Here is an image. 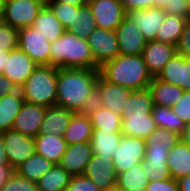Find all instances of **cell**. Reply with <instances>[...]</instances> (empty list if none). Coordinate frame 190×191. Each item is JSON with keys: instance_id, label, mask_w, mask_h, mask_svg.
<instances>
[{"instance_id": "1", "label": "cell", "mask_w": 190, "mask_h": 191, "mask_svg": "<svg viewBox=\"0 0 190 191\" xmlns=\"http://www.w3.org/2000/svg\"><path fill=\"white\" fill-rule=\"evenodd\" d=\"M99 69L58 68L56 105L74 113L86 112L95 102Z\"/></svg>"}, {"instance_id": "2", "label": "cell", "mask_w": 190, "mask_h": 191, "mask_svg": "<svg viewBox=\"0 0 190 191\" xmlns=\"http://www.w3.org/2000/svg\"><path fill=\"white\" fill-rule=\"evenodd\" d=\"M100 76L109 83L130 90L148 88L153 76L141 55H120L99 67Z\"/></svg>"}, {"instance_id": "3", "label": "cell", "mask_w": 190, "mask_h": 191, "mask_svg": "<svg viewBox=\"0 0 190 191\" xmlns=\"http://www.w3.org/2000/svg\"><path fill=\"white\" fill-rule=\"evenodd\" d=\"M181 139L180 134L159 127L145 138L146 153L141 164L149 181L172 178L167 165L168 154Z\"/></svg>"}, {"instance_id": "4", "label": "cell", "mask_w": 190, "mask_h": 191, "mask_svg": "<svg viewBox=\"0 0 190 191\" xmlns=\"http://www.w3.org/2000/svg\"><path fill=\"white\" fill-rule=\"evenodd\" d=\"M49 65L58 68L99 69L87 39L68 31L51 43Z\"/></svg>"}, {"instance_id": "5", "label": "cell", "mask_w": 190, "mask_h": 191, "mask_svg": "<svg viewBox=\"0 0 190 191\" xmlns=\"http://www.w3.org/2000/svg\"><path fill=\"white\" fill-rule=\"evenodd\" d=\"M58 67L39 65L19 88L25 102L56 106Z\"/></svg>"}, {"instance_id": "6", "label": "cell", "mask_w": 190, "mask_h": 191, "mask_svg": "<svg viewBox=\"0 0 190 191\" xmlns=\"http://www.w3.org/2000/svg\"><path fill=\"white\" fill-rule=\"evenodd\" d=\"M45 0H12L3 4L2 21L16 29L31 27Z\"/></svg>"}, {"instance_id": "7", "label": "cell", "mask_w": 190, "mask_h": 191, "mask_svg": "<svg viewBox=\"0 0 190 191\" xmlns=\"http://www.w3.org/2000/svg\"><path fill=\"white\" fill-rule=\"evenodd\" d=\"M114 152L113 165L118 175L141 163L146 153L145 139L122 135L121 141Z\"/></svg>"}, {"instance_id": "8", "label": "cell", "mask_w": 190, "mask_h": 191, "mask_svg": "<svg viewBox=\"0 0 190 191\" xmlns=\"http://www.w3.org/2000/svg\"><path fill=\"white\" fill-rule=\"evenodd\" d=\"M87 5L98 28L115 31L126 17L120 0H89Z\"/></svg>"}, {"instance_id": "9", "label": "cell", "mask_w": 190, "mask_h": 191, "mask_svg": "<svg viewBox=\"0 0 190 191\" xmlns=\"http://www.w3.org/2000/svg\"><path fill=\"white\" fill-rule=\"evenodd\" d=\"M11 167L15 170L35 153L34 138L14 130L0 133Z\"/></svg>"}, {"instance_id": "10", "label": "cell", "mask_w": 190, "mask_h": 191, "mask_svg": "<svg viewBox=\"0 0 190 191\" xmlns=\"http://www.w3.org/2000/svg\"><path fill=\"white\" fill-rule=\"evenodd\" d=\"M132 92L133 90L107 82L99 75L96 83L95 103L122 117L124 105Z\"/></svg>"}, {"instance_id": "11", "label": "cell", "mask_w": 190, "mask_h": 191, "mask_svg": "<svg viewBox=\"0 0 190 191\" xmlns=\"http://www.w3.org/2000/svg\"><path fill=\"white\" fill-rule=\"evenodd\" d=\"M51 43L32 26L19 29L18 48L39 65H49Z\"/></svg>"}, {"instance_id": "12", "label": "cell", "mask_w": 190, "mask_h": 191, "mask_svg": "<svg viewBox=\"0 0 190 191\" xmlns=\"http://www.w3.org/2000/svg\"><path fill=\"white\" fill-rule=\"evenodd\" d=\"M95 63L100 67L104 62L119 54L116 31L96 28L87 38Z\"/></svg>"}, {"instance_id": "13", "label": "cell", "mask_w": 190, "mask_h": 191, "mask_svg": "<svg viewBox=\"0 0 190 191\" xmlns=\"http://www.w3.org/2000/svg\"><path fill=\"white\" fill-rule=\"evenodd\" d=\"M115 31L120 55H141L143 53L148 41L135 23L125 17Z\"/></svg>"}, {"instance_id": "14", "label": "cell", "mask_w": 190, "mask_h": 191, "mask_svg": "<svg viewBox=\"0 0 190 191\" xmlns=\"http://www.w3.org/2000/svg\"><path fill=\"white\" fill-rule=\"evenodd\" d=\"M83 175L94 182L99 189L113 188L117 185L118 175L110 157L93 154Z\"/></svg>"}, {"instance_id": "15", "label": "cell", "mask_w": 190, "mask_h": 191, "mask_svg": "<svg viewBox=\"0 0 190 191\" xmlns=\"http://www.w3.org/2000/svg\"><path fill=\"white\" fill-rule=\"evenodd\" d=\"M166 13L162 8L131 9L126 11V18L135 23L147 41L155 40L158 30L164 22Z\"/></svg>"}, {"instance_id": "16", "label": "cell", "mask_w": 190, "mask_h": 191, "mask_svg": "<svg viewBox=\"0 0 190 191\" xmlns=\"http://www.w3.org/2000/svg\"><path fill=\"white\" fill-rule=\"evenodd\" d=\"M38 65L21 49L10 51L3 75L20 88Z\"/></svg>"}, {"instance_id": "17", "label": "cell", "mask_w": 190, "mask_h": 191, "mask_svg": "<svg viewBox=\"0 0 190 191\" xmlns=\"http://www.w3.org/2000/svg\"><path fill=\"white\" fill-rule=\"evenodd\" d=\"M46 107L24 102L14 119L12 130L35 138L43 122Z\"/></svg>"}, {"instance_id": "18", "label": "cell", "mask_w": 190, "mask_h": 191, "mask_svg": "<svg viewBox=\"0 0 190 191\" xmlns=\"http://www.w3.org/2000/svg\"><path fill=\"white\" fill-rule=\"evenodd\" d=\"M93 156L91 143H75L67 146L59 165L71 176L83 175Z\"/></svg>"}, {"instance_id": "19", "label": "cell", "mask_w": 190, "mask_h": 191, "mask_svg": "<svg viewBox=\"0 0 190 191\" xmlns=\"http://www.w3.org/2000/svg\"><path fill=\"white\" fill-rule=\"evenodd\" d=\"M175 53H177L175 45L151 40L147 42L142 56L148 71L156 77Z\"/></svg>"}, {"instance_id": "20", "label": "cell", "mask_w": 190, "mask_h": 191, "mask_svg": "<svg viewBox=\"0 0 190 191\" xmlns=\"http://www.w3.org/2000/svg\"><path fill=\"white\" fill-rule=\"evenodd\" d=\"M35 153L45 157L54 164H59L67 149V142L61 135L38 134L34 138Z\"/></svg>"}, {"instance_id": "21", "label": "cell", "mask_w": 190, "mask_h": 191, "mask_svg": "<svg viewBox=\"0 0 190 191\" xmlns=\"http://www.w3.org/2000/svg\"><path fill=\"white\" fill-rule=\"evenodd\" d=\"M73 114V111L57 105L46 107L44 119L38 134H54L63 136Z\"/></svg>"}, {"instance_id": "22", "label": "cell", "mask_w": 190, "mask_h": 191, "mask_svg": "<svg viewBox=\"0 0 190 191\" xmlns=\"http://www.w3.org/2000/svg\"><path fill=\"white\" fill-rule=\"evenodd\" d=\"M93 126L86 112L74 113L69 125L63 134L68 145L89 142L92 137Z\"/></svg>"}, {"instance_id": "23", "label": "cell", "mask_w": 190, "mask_h": 191, "mask_svg": "<svg viewBox=\"0 0 190 191\" xmlns=\"http://www.w3.org/2000/svg\"><path fill=\"white\" fill-rule=\"evenodd\" d=\"M93 129L121 132L122 117L95 102L86 111Z\"/></svg>"}, {"instance_id": "24", "label": "cell", "mask_w": 190, "mask_h": 191, "mask_svg": "<svg viewBox=\"0 0 190 191\" xmlns=\"http://www.w3.org/2000/svg\"><path fill=\"white\" fill-rule=\"evenodd\" d=\"M24 102L20 89L0 98V133L12 130L14 119Z\"/></svg>"}, {"instance_id": "25", "label": "cell", "mask_w": 190, "mask_h": 191, "mask_svg": "<svg viewBox=\"0 0 190 191\" xmlns=\"http://www.w3.org/2000/svg\"><path fill=\"white\" fill-rule=\"evenodd\" d=\"M167 165L175 180L190 175V146L182 139L170 150Z\"/></svg>"}, {"instance_id": "26", "label": "cell", "mask_w": 190, "mask_h": 191, "mask_svg": "<svg viewBox=\"0 0 190 191\" xmlns=\"http://www.w3.org/2000/svg\"><path fill=\"white\" fill-rule=\"evenodd\" d=\"M32 27L37 30L50 43L59 39L65 32V28L53 15L51 9L45 4L35 19Z\"/></svg>"}, {"instance_id": "27", "label": "cell", "mask_w": 190, "mask_h": 191, "mask_svg": "<svg viewBox=\"0 0 190 191\" xmlns=\"http://www.w3.org/2000/svg\"><path fill=\"white\" fill-rule=\"evenodd\" d=\"M152 113L147 115H122V135L145 139L155 128Z\"/></svg>"}, {"instance_id": "28", "label": "cell", "mask_w": 190, "mask_h": 191, "mask_svg": "<svg viewBox=\"0 0 190 191\" xmlns=\"http://www.w3.org/2000/svg\"><path fill=\"white\" fill-rule=\"evenodd\" d=\"M154 105L172 107L182 96L184 90L180 86L165 83L153 77L149 85Z\"/></svg>"}, {"instance_id": "29", "label": "cell", "mask_w": 190, "mask_h": 191, "mask_svg": "<svg viewBox=\"0 0 190 191\" xmlns=\"http://www.w3.org/2000/svg\"><path fill=\"white\" fill-rule=\"evenodd\" d=\"M121 137V132L93 129L90 140L93 154L102 155L113 159L115 153L114 151H116L121 141Z\"/></svg>"}, {"instance_id": "30", "label": "cell", "mask_w": 190, "mask_h": 191, "mask_svg": "<svg viewBox=\"0 0 190 191\" xmlns=\"http://www.w3.org/2000/svg\"><path fill=\"white\" fill-rule=\"evenodd\" d=\"M148 183L149 180L140 163L118 174L116 186L119 191H145Z\"/></svg>"}, {"instance_id": "31", "label": "cell", "mask_w": 190, "mask_h": 191, "mask_svg": "<svg viewBox=\"0 0 190 191\" xmlns=\"http://www.w3.org/2000/svg\"><path fill=\"white\" fill-rule=\"evenodd\" d=\"M187 22V18L166 14L155 40L176 46Z\"/></svg>"}, {"instance_id": "32", "label": "cell", "mask_w": 190, "mask_h": 191, "mask_svg": "<svg viewBox=\"0 0 190 191\" xmlns=\"http://www.w3.org/2000/svg\"><path fill=\"white\" fill-rule=\"evenodd\" d=\"M153 108L154 102L149 88L134 90L124 105L122 115H147L152 112Z\"/></svg>"}, {"instance_id": "33", "label": "cell", "mask_w": 190, "mask_h": 191, "mask_svg": "<svg viewBox=\"0 0 190 191\" xmlns=\"http://www.w3.org/2000/svg\"><path fill=\"white\" fill-rule=\"evenodd\" d=\"M55 164L45 157L34 153L23 164L15 169V172L23 178L37 182Z\"/></svg>"}, {"instance_id": "34", "label": "cell", "mask_w": 190, "mask_h": 191, "mask_svg": "<svg viewBox=\"0 0 190 191\" xmlns=\"http://www.w3.org/2000/svg\"><path fill=\"white\" fill-rule=\"evenodd\" d=\"M71 175L59 164H55L37 181L38 191H66Z\"/></svg>"}, {"instance_id": "35", "label": "cell", "mask_w": 190, "mask_h": 191, "mask_svg": "<svg viewBox=\"0 0 190 191\" xmlns=\"http://www.w3.org/2000/svg\"><path fill=\"white\" fill-rule=\"evenodd\" d=\"M151 113L157 127L170 130L182 136L186 123L174 113L172 108L154 105Z\"/></svg>"}, {"instance_id": "36", "label": "cell", "mask_w": 190, "mask_h": 191, "mask_svg": "<svg viewBox=\"0 0 190 191\" xmlns=\"http://www.w3.org/2000/svg\"><path fill=\"white\" fill-rule=\"evenodd\" d=\"M96 28L94 16L88 5H85L80 7L78 12H75L73 23H70L65 31L75 34L80 38L87 39Z\"/></svg>"}, {"instance_id": "37", "label": "cell", "mask_w": 190, "mask_h": 191, "mask_svg": "<svg viewBox=\"0 0 190 191\" xmlns=\"http://www.w3.org/2000/svg\"><path fill=\"white\" fill-rule=\"evenodd\" d=\"M182 55L175 53L156 76L157 79L181 87Z\"/></svg>"}, {"instance_id": "38", "label": "cell", "mask_w": 190, "mask_h": 191, "mask_svg": "<svg viewBox=\"0 0 190 191\" xmlns=\"http://www.w3.org/2000/svg\"><path fill=\"white\" fill-rule=\"evenodd\" d=\"M46 5L51 9L53 15L60 21L66 29L70 23H73L75 12H78L79 6L67 4L59 1H46Z\"/></svg>"}, {"instance_id": "39", "label": "cell", "mask_w": 190, "mask_h": 191, "mask_svg": "<svg viewBox=\"0 0 190 191\" xmlns=\"http://www.w3.org/2000/svg\"><path fill=\"white\" fill-rule=\"evenodd\" d=\"M19 30L0 20V51L10 52L18 48Z\"/></svg>"}, {"instance_id": "40", "label": "cell", "mask_w": 190, "mask_h": 191, "mask_svg": "<svg viewBox=\"0 0 190 191\" xmlns=\"http://www.w3.org/2000/svg\"><path fill=\"white\" fill-rule=\"evenodd\" d=\"M0 191H38V188L36 182L23 178L14 172Z\"/></svg>"}, {"instance_id": "41", "label": "cell", "mask_w": 190, "mask_h": 191, "mask_svg": "<svg viewBox=\"0 0 190 191\" xmlns=\"http://www.w3.org/2000/svg\"><path fill=\"white\" fill-rule=\"evenodd\" d=\"M162 10L168 15H176L190 20V6L188 0H169Z\"/></svg>"}, {"instance_id": "42", "label": "cell", "mask_w": 190, "mask_h": 191, "mask_svg": "<svg viewBox=\"0 0 190 191\" xmlns=\"http://www.w3.org/2000/svg\"><path fill=\"white\" fill-rule=\"evenodd\" d=\"M66 191H100L98 186L84 175L71 176Z\"/></svg>"}, {"instance_id": "43", "label": "cell", "mask_w": 190, "mask_h": 191, "mask_svg": "<svg viewBox=\"0 0 190 191\" xmlns=\"http://www.w3.org/2000/svg\"><path fill=\"white\" fill-rule=\"evenodd\" d=\"M186 124L190 123V91H184L180 99L171 107Z\"/></svg>"}, {"instance_id": "44", "label": "cell", "mask_w": 190, "mask_h": 191, "mask_svg": "<svg viewBox=\"0 0 190 191\" xmlns=\"http://www.w3.org/2000/svg\"><path fill=\"white\" fill-rule=\"evenodd\" d=\"M145 191H179L177 180L170 178L163 181H149Z\"/></svg>"}, {"instance_id": "45", "label": "cell", "mask_w": 190, "mask_h": 191, "mask_svg": "<svg viewBox=\"0 0 190 191\" xmlns=\"http://www.w3.org/2000/svg\"><path fill=\"white\" fill-rule=\"evenodd\" d=\"M177 53L190 58V20L185 25L184 31L176 45Z\"/></svg>"}, {"instance_id": "46", "label": "cell", "mask_w": 190, "mask_h": 191, "mask_svg": "<svg viewBox=\"0 0 190 191\" xmlns=\"http://www.w3.org/2000/svg\"><path fill=\"white\" fill-rule=\"evenodd\" d=\"M181 88L190 91V58L182 56Z\"/></svg>"}, {"instance_id": "47", "label": "cell", "mask_w": 190, "mask_h": 191, "mask_svg": "<svg viewBox=\"0 0 190 191\" xmlns=\"http://www.w3.org/2000/svg\"><path fill=\"white\" fill-rule=\"evenodd\" d=\"M123 4L124 10L129 11L131 9H147L153 7V0H120Z\"/></svg>"}, {"instance_id": "48", "label": "cell", "mask_w": 190, "mask_h": 191, "mask_svg": "<svg viewBox=\"0 0 190 191\" xmlns=\"http://www.w3.org/2000/svg\"><path fill=\"white\" fill-rule=\"evenodd\" d=\"M18 90H19V88L16 84L11 82L3 74H0V98L4 95L16 92Z\"/></svg>"}, {"instance_id": "49", "label": "cell", "mask_w": 190, "mask_h": 191, "mask_svg": "<svg viewBox=\"0 0 190 191\" xmlns=\"http://www.w3.org/2000/svg\"><path fill=\"white\" fill-rule=\"evenodd\" d=\"M15 170L11 165H0V189L14 174Z\"/></svg>"}, {"instance_id": "50", "label": "cell", "mask_w": 190, "mask_h": 191, "mask_svg": "<svg viewBox=\"0 0 190 191\" xmlns=\"http://www.w3.org/2000/svg\"><path fill=\"white\" fill-rule=\"evenodd\" d=\"M179 191H190V175L177 179Z\"/></svg>"}, {"instance_id": "51", "label": "cell", "mask_w": 190, "mask_h": 191, "mask_svg": "<svg viewBox=\"0 0 190 191\" xmlns=\"http://www.w3.org/2000/svg\"><path fill=\"white\" fill-rule=\"evenodd\" d=\"M0 165H10L6 154V150L4 148V143L1 134H0Z\"/></svg>"}, {"instance_id": "52", "label": "cell", "mask_w": 190, "mask_h": 191, "mask_svg": "<svg viewBox=\"0 0 190 191\" xmlns=\"http://www.w3.org/2000/svg\"><path fill=\"white\" fill-rule=\"evenodd\" d=\"M47 1H59V2H64L67 4H72L75 6L82 7V6L87 5L89 0H47Z\"/></svg>"}, {"instance_id": "53", "label": "cell", "mask_w": 190, "mask_h": 191, "mask_svg": "<svg viewBox=\"0 0 190 191\" xmlns=\"http://www.w3.org/2000/svg\"><path fill=\"white\" fill-rule=\"evenodd\" d=\"M9 54L10 52L0 51V74H2L6 68L7 56Z\"/></svg>"}, {"instance_id": "54", "label": "cell", "mask_w": 190, "mask_h": 191, "mask_svg": "<svg viewBox=\"0 0 190 191\" xmlns=\"http://www.w3.org/2000/svg\"><path fill=\"white\" fill-rule=\"evenodd\" d=\"M182 140L190 146V123L186 124L185 130L181 136Z\"/></svg>"}, {"instance_id": "55", "label": "cell", "mask_w": 190, "mask_h": 191, "mask_svg": "<svg viewBox=\"0 0 190 191\" xmlns=\"http://www.w3.org/2000/svg\"><path fill=\"white\" fill-rule=\"evenodd\" d=\"M169 0H153V7L163 8Z\"/></svg>"}, {"instance_id": "56", "label": "cell", "mask_w": 190, "mask_h": 191, "mask_svg": "<svg viewBox=\"0 0 190 191\" xmlns=\"http://www.w3.org/2000/svg\"><path fill=\"white\" fill-rule=\"evenodd\" d=\"M100 191H119L117 186L113 187V188H105V189H100Z\"/></svg>"}, {"instance_id": "57", "label": "cell", "mask_w": 190, "mask_h": 191, "mask_svg": "<svg viewBox=\"0 0 190 191\" xmlns=\"http://www.w3.org/2000/svg\"><path fill=\"white\" fill-rule=\"evenodd\" d=\"M2 15H3V3L0 0V20L2 19Z\"/></svg>"}, {"instance_id": "58", "label": "cell", "mask_w": 190, "mask_h": 191, "mask_svg": "<svg viewBox=\"0 0 190 191\" xmlns=\"http://www.w3.org/2000/svg\"><path fill=\"white\" fill-rule=\"evenodd\" d=\"M9 1H12V0H1V2L4 4L6 2H9Z\"/></svg>"}]
</instances>
